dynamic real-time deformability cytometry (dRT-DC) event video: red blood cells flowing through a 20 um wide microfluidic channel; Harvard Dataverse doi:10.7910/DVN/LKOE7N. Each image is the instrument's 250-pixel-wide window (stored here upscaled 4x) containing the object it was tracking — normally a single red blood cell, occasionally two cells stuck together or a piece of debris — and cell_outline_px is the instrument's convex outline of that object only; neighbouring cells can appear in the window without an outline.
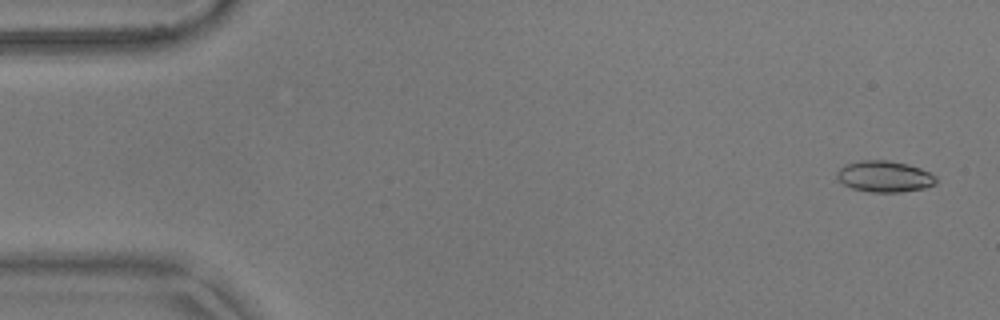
{"species": "common noctule bat (a hibernating species)", "species_latin": "Nyctalus noctula", "temperature_condition": "warm", "stored_images_in_passage": 55, "camera_frame_rate_fps": 3000, "um_per_image_px": 0.085, "animal": {"sex": "male", "body_mass_g": 17.9}, "frame": {"image": 1, "passage_image": 3, "time_ms": 0.667, "image_size_px": [1000, 320], "cell_outline_px": [[936, 184], [924, 188], [900, 192], [868, 192], [852, 188], [844, 184], [836, 176], [836, 172], [844, 164], [860, 160], [888, 160], [908, 164], [920, 168], [936, 176]], "centroid_in_image_um": [75.17, 14.99], "position_along_channel_um": 9.8, "area_um2": 18.09}}
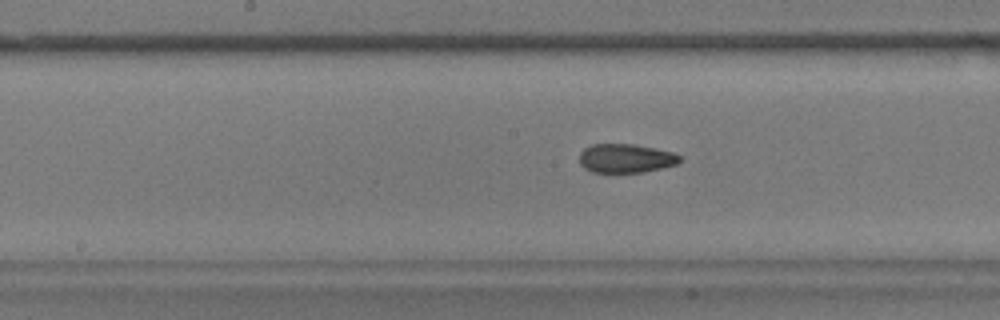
{"frame": {"image": 2, "passage_image": 28, "time_ms": 9.0, "image_size_px": [1000, 320], "cell_outline_px": [[680, 160], [676, 164], [660, 168], [640, 172], [592, 172], [584, 168], [580, 164], [580, 152], [584, 148], [592, 144], [636, 144], [672, 152], [680, 156]], "centroid_in_image_um": [53.15, 13.45], "position_along_channel_um": 195.0, "area_um2": 16.76}}
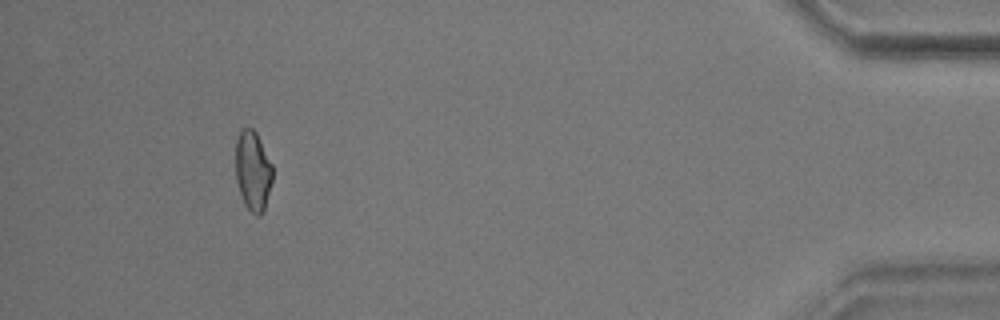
{"frame": {"image": 3, "passage_image": 51, "time_ms": 16.667, "image_size_px": [1000, 320], "cell_outline_px": [[272, 180], [264, 208], [260, 216], [256, 216], [244, 204], [236, 180], [236, 140], [240, 128], [252, 128], [256, 132], [272, 164]], "centroid_in_image_um": [21.48, 14.49], "position_along_channel_um": 413.7, "area_um2": 17.05}, "authors_computed_cell_mechanics": {"area_um2": 17.5712, "velocity_mm_per_s": 3.71, "shape_relaxation_time_tau1_ms": null, "shape_relaxation_time_tau2_ms": 1.8666, "deformation_change_tau1": null, "deformation_change_tau2": 0.0755}}